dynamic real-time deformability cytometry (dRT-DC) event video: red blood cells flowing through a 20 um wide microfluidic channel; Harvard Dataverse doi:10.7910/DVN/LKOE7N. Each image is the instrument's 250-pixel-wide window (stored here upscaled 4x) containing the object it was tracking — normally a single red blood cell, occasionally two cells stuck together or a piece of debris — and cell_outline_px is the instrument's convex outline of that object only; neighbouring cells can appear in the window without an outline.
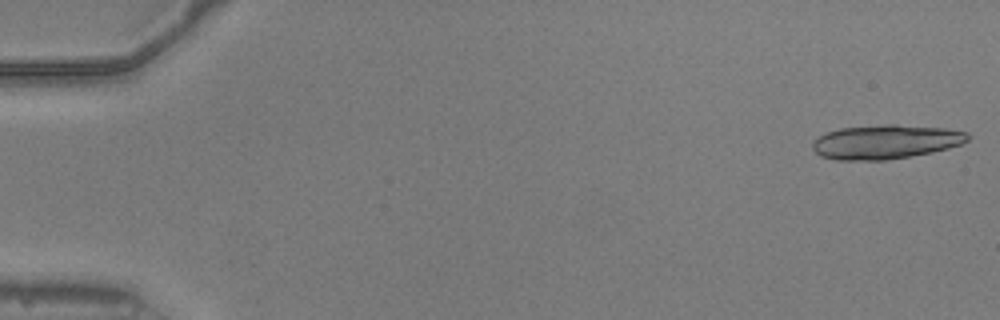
{"species": "common noctule bat (a hibernating species)", "species_latin": "Nyctalus noctula", "temperature_condition": "warm", "stored_images_in_passage": 11, "camera_frame_rate_fps": 3000, "um_per_image_px": 0.085, "animal": {"sex": "male", "body_mass_g": 20.5, "forearm_length_mm": 52.5}, "frame": {"image": 1, "passage_image": 1, "time_ms": 0.0, "image_size_px": [1000, 320], "cell_outline_px": [[968, 140], [960, 144], [948, 148], [932, 152], [912, 156], [884, 160], [836, 160], [820, 156], [812, 148], [812, 140], [828, 132], [840, 128], [884, 124], [896, 124], [944, 128], [968, 132]], "centroid_in_image_um": [75.25, 12.05], "position_along_channel_um": 9.7, "area_um2": 30.92}}